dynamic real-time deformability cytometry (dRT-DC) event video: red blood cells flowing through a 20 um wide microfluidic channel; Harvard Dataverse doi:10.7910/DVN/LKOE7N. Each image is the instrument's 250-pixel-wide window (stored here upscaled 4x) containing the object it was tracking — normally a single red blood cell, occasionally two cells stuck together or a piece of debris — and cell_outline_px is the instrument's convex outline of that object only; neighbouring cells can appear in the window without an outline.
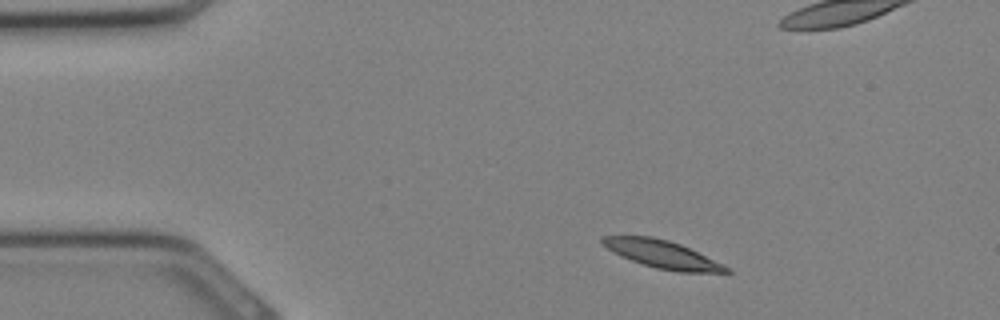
{"species": "Egyptian fruit bat (a non-hibernating species)", "species_latin": "Rousettus aegyptiacus", "temperature_condition": "cold", "stored_images_in_passage": 30, "camera_frame_rate_fps": 3000, "um_per_image_px": 0.085, "animal": {"sex": "female"}, "frame": {"image": 1, "passage_image": 1, "time_ms": 0.0, "image_size_px": [1000, 320], "cell_outline_px": [[732, 272], [680, 272], [656, 268], [620, 256], [612, 252], [600, 244], [600, 236], [652, 236], [668, 240], [680, 244], [724, 264], [732, 268]], "centroid_in_image_um": [56.27, 21.6], "position_along_channel_um": 28.7, "area_um2": 20.06}}
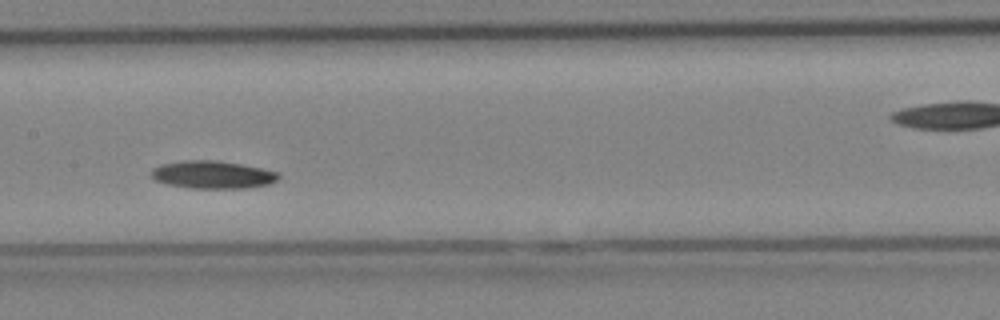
{"frame": {"image": 2, "passage_image": 12, "time_ms": 3.667, "image_size_px": [1000, 320], "cell_outline_px": [[280, 176], [276, 180], [268, 184], [244, 188], [192, 188], [168, 184], [156, 180], [152, 176], [152, 168], [160, 164], [184, 160], [216, 160], [240, 164], [280, 172]], "centroid_in_image_um": [18.07, 14.84], "position_along_channel_um": 189.3, "area_um2": 20.4}}
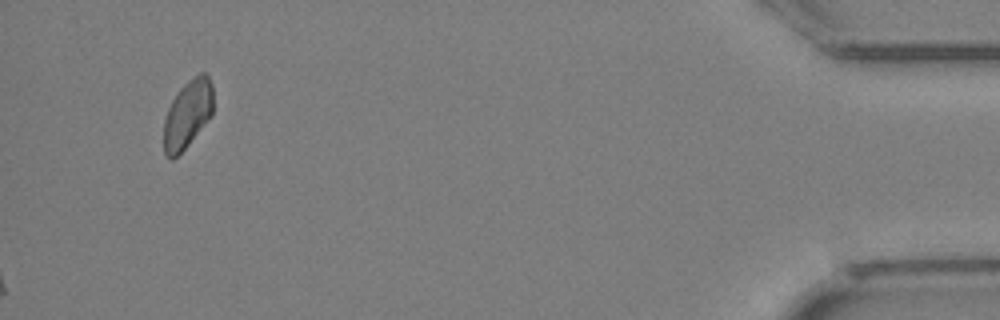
{"frame": {"image": 3, "passage_image": 30, "time_ms": 9.667, "image_size_px": [1000, 320], "cell_outline_px": [[212, 116], [188, 144], [172, 160], [164, 156], [164, 120], [168, 108], [172, 100], [180, 88], [184, 84], [200, 72], [204, 72], [208, 76], [212, 84]], "centroid_in_image_um": [15.94, 9.7], "position_along_channel_um": 419.3, "area_um2": 19.48}}